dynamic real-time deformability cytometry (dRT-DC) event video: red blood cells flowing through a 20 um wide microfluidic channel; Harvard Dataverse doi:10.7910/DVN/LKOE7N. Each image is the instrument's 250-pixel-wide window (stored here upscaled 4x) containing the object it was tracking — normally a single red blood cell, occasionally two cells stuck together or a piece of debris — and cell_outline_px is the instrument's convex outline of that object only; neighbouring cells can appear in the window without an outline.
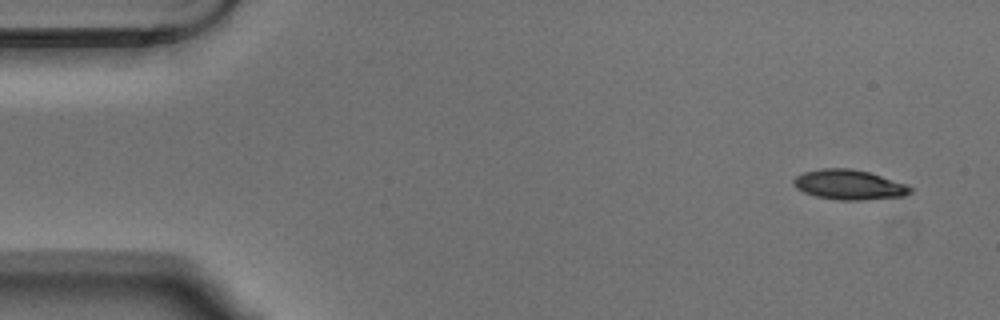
{"species": "Egyptian fruit bat (a non-hibernating species)", "species_latin": "Rousettus aegyptiacus", "temperature_condition": "warm", "stored_images_in_passage": 52, "camera_frame_rate_fps": 3000, "um_per_image_px": 0.085, "animal": {"sex": "male"}, "frame": {"image": 1, "passage_image": 1, "time_ms": 0.0, "image_size_px": [1000, 320], "cell_outline_px": [[912, 192], [904, 196], [860, 200], [836, 200], [816, 196], [804, 192], [796, 188], [792, 184], [792, 180], [796, 176], [804, 172], [820, 168], [852, 168], [868, 172], [904, 184], [912, 188]], "centroid_in_image_um": [72.11, 15.7], "position_along_channel_um": 12.9, "area_um2": 20.23}}
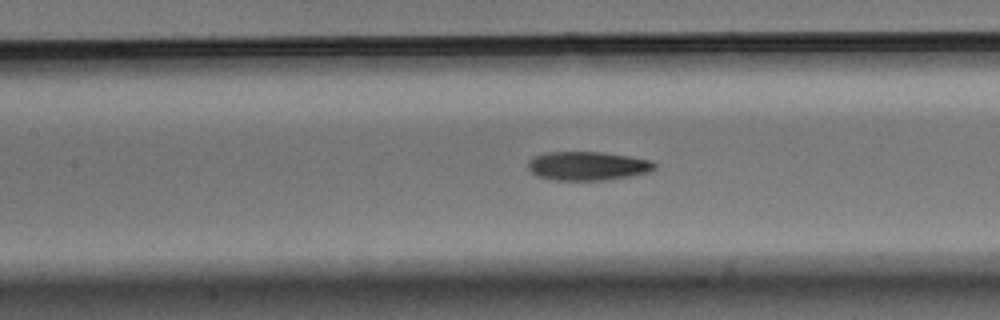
{"frame": {"image": 2, "passage_image": 22, "time_ms": 7.0, "image_size_px": [1000, 320], "cell_outline_px": [[656, 168], [652, 172], [604, 180], [556, 180], [536, 176], [528, 168], [528, 160], [532, 156], [544, 152], [600, 152], [628, 156], [652, 160], [656, 164]], "centroid_in_image_um": [49.94, 14.1], "position_along_channel_um": 157.5, "area_um2": 21.39}}
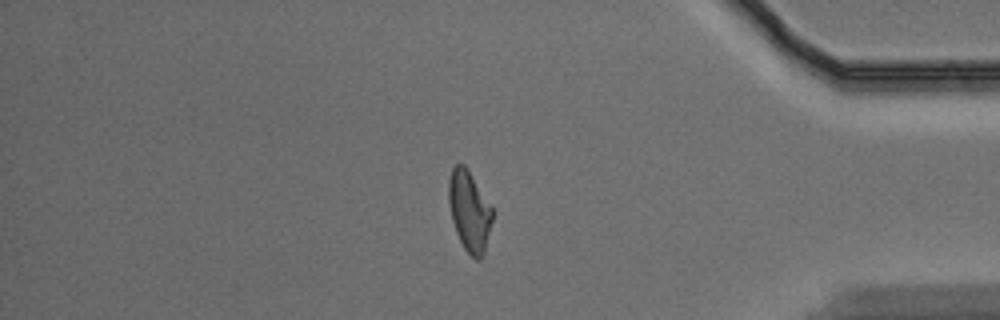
{"frame": {"image": 3, "passage_image": 44, "time_ms": 14.333, "image_size_px": [1000, 320], "cell_outline_px": [[492, 220], [484, 252], [480, 260], [476, 260], [464, 248], [456, 232], [452, 220], [448, 200], [448, 180], [452, 168], [456, 164], [464, 164], [492, 208]], "centroid_in_image_um": [39.87, 17.94], "position_along_channel_um": 395.3, "area_um2": 20.11}, "authors_computed_cell_mechanics": {"area_um2": 20.9814, "velocity_mm_per_s": 3.6509, "shape_relaxation_time_tau1_ms": 6.6408, "shape_relaxation_time_tau2_ms": 3.539, "deformation_change_tau1": 0.2224, "deformation_change_tau2": 0.1116}}